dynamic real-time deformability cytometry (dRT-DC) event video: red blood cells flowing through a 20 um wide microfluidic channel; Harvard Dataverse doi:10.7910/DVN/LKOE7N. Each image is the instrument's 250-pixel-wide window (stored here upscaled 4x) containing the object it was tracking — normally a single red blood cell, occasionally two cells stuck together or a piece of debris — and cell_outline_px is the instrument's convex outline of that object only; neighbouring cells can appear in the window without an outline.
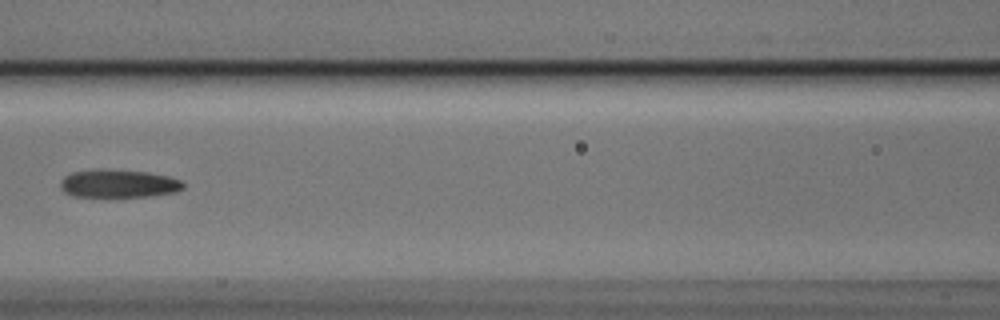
{"species": "Egyptian fruit bat (a non-hibernating species)", "species_latin": "Rousettus aegyptiacus", "temperature_condition": "cold", "stored_images_in_passage": 7, "camera_frame_rate_fps": 3000, "um_per_image_px": 0.085, "animal": {"sex": "male"}, "frame": {"image": 1, "passage_image": 7, "time_ms": 2.0, "image_size_px": [1000, 320], "cell_outline_px": [[184, 188], [176, 192], [148, 196], [72, 196], [64, 192], [60, 188], [60, 180], [64, 176], [72, 172], [96, 168], [108, 168], [148, 172], [168, 176], [180, 180], [184, 184]], "centroid_in_image_um": [10.04, 15.58], "position_along_channel_um": 156.6, "area_um2": 20.35}}